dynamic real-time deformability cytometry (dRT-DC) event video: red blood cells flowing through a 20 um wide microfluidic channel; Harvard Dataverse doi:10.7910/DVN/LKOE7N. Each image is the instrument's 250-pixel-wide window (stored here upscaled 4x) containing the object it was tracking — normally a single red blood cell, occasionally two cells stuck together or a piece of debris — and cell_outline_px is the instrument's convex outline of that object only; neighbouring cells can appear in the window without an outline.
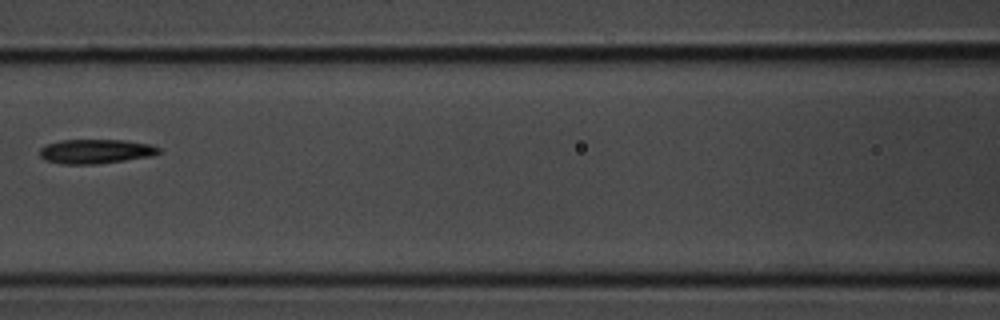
{"species": "common noctule bat (a hibernating species)", "species_latin": "Nyctalus noctula", "temperature_condition": "room temperature", "stored_images_in_passage": 7, "camera_frame_rate_fps": 3000, "um_per_image_px": 0.085, "animal": {"sex": "male", "body_mass_g": 20.1, "forearm_length_mm": 53.5}, "frame": {"image": 1, "passage_image": 7, "time_ms": 2.0, "image_size_px": [1000, 320], "cell_outline_px": [[160, 152], [152, 156], [96, 164], [60, 164], [44, 160], [40, 156], [40, 148], [48, 144], [60, 140], [124, 140], [152, 144], [160, 148]], "centroid_in_image_um": [8.13, 12.87], "position_along_channel_um": 158.5, "area_um2": 16.94}}